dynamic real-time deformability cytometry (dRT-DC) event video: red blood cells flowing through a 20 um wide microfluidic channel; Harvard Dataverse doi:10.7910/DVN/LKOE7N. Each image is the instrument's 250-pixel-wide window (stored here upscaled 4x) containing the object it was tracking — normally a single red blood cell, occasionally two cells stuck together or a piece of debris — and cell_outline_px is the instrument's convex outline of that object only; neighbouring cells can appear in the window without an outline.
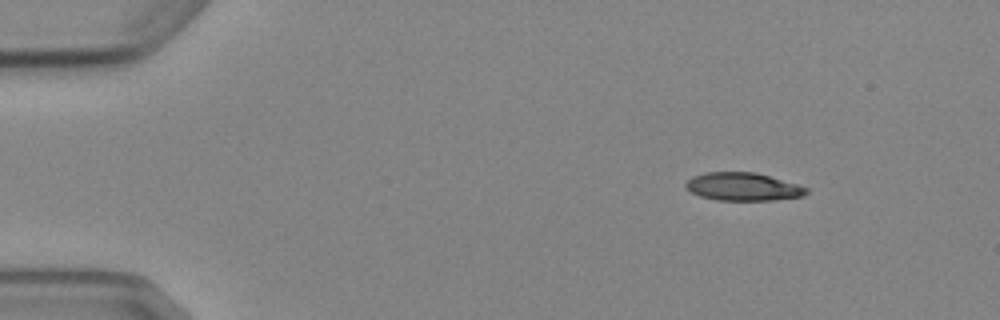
{"species": "Egyptian fruit bat (a non-hibernating species)", "species_latin": "Rousettus aegyptiacus", "temperature_condition": "cold", "stored_images_in_passage": 5, "camera_frame_rate_fps": 3000, "um_per_image_px": 0.085, "animal": {"sex": "female"}, "frame": {"image": 1, "passage_image": 1, "time_ms": 0.0, "image_size_px": [1000, 320], "cell_outline_px": [[808, 192], [804, 196], [772, 200], [716, 200], [700, 196], [692, 192], [684, 184], [692, 176], [704, 172], [756, 172], [796, 184], [808, 188]], "centroid_in_image_um": [63.15, 15.86], "position_along_channel_um": 21.9, "area_um2": 19.59}}
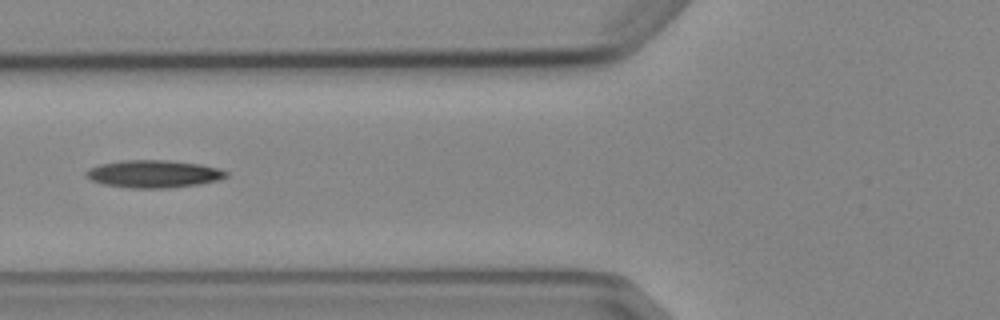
{"frame": {"image": 2, "passage_image": 5, "time_ms": 4.667, "image_size_px": [1000, 320], "cell_outline_px": [[228, 176], [216, 180], [200, 184], [168, 188], [132, 188], [104, 184], [92, 180], [84, 172], [88, 168], [100, 164], [120, 160], [164, 160], [200, 164], [216, 168], [228, 172]], "centroid_in_image_um": [13.04, 14.78], "position_along_channel_um": 112.8, "area_um2": 22.31}}